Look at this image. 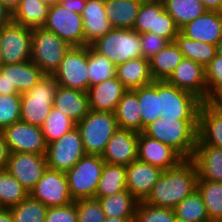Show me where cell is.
<instances>
[{"label": "cell", "mask_w": 222, "mask_h": 222, "mask_svg": "<svg viewBox=\"0 0 222 222\" xmlns=\"http://www.w3.org/2000/svg\"><path fill=\"white\" fill-rule=\"evenodd\" d=\"M198 120L158 118L142 131L146 136L171 146L184 159H191L197 141Z\"/></svg>", "instance_id": "7a4b0ae2"}, {"label": "cell", "mask_w": 222, "mask_h": 222, "mask_svg": "<svg viewBox=\"0 0 222 222\" xmlns=\"http://www.w3.org/2000/svg\"><path fill=\"white\" fill-rule=\"evenodd\" d=\"M197 168L198 180L222 182V150L209 144H196L191 158Z\"/></svg>", "instance_id": "484cf974"}, {"label": "cell", "mask_w": 222, "mask_h": 222, "mask_svg": "<svg viewBox=\"0 0 222 222\" xmlns=\"http://www.w3.org/2000/svg\"><path fill=\"white\" fill-rule=\"evenodd\" d=\"M86 2L87 0H63L60 4L63 7L81 15L86 5Z\"/></svg>", "instance_id": "f5cc1de1"}, {"label": "cell", "mask_w": 222, "mask_h": 222, "mask_svg": "<svg viewBox=\"0 0 222 222\" xmlns=\"http://www.w3.org/2000/svg\"><path fill=\"white\" fill-rule=\"evenodd\" d=\"M175 217L187 222H210L198 190L193 191L174 208Z\"/></svg>", "instance_id": "ab89813d"}, {"label": "cell", "mask_w": 222, "mask_h": 222, "mask_svg": "<svg viewBox=\"0 0 222 222\" xmlns=\"http://www.w3.org/2000/svg\"><path fill=\"white\" fill-rule=\"evenodd\" d=\"M55 33L70 46H85L83 19L61 4L51 5L43 26Z\"/></svg>", "instance_id": "7c38bea8"}, {"label": "cell", "mask_w": 222, "mask_h": 222, "mask_svg": "<svg viewBox=\"0 0 222 222\" xmlns=\"http://www.w3.org/2000/svg\"><path fill=\"white\" fill-rule=\"evenodd\" d=\"M127 90L116 76L90 86L87 91L90 109L115 112L119 101Z\"/></svg>", "instance_id": "7402d4cb"}, {"label": "cell", "mask_w": 222, "mask_h": 222, "mask_svg": "<svg viewBox=\"0 0 222 222\" xmlns=\"http://www.w3.org/2000/svg\"><path fill=\"white\" fill-rule=\"evenodd\" d=\"M163 172L158 167L136 159L126 166L127 190L138 201H144Z\"/></svg>", "instance_id": "ffe728a7"}, {"label": "cell", "mask_w": 222, "mask_h": 222, "mask_svg": "<svg viewBox=\"0 0 222 222\" xmlns=\"http://www.w3.org/2000/svg\"><path fill=\"white\" fill-rule=\"evenodd\" d=\"M116 77L128 90L149 85L154 81L150 73L149 60L143 57L117 65Z\"/></svg>", "instance_id": "4316f807"}, {"label": "cell", "mask_w": 222, "mask_h": 222, "mask_svg": "<svg viewBox=\"0 0 222 222\" xmlns=\"http://www.w3.org/2000/svg\"><path fill=\"white\" fill-rule=\"evenodd\" d=\"M12 21V12L0 2V29Z\"/></svg>", "instance_id": "db71d44e"}, {"label": "cell", "mask_w": 222, "mask_h": 222, "mask_svg": "<svg viewBox=\"0 0 222 222\" xmlns=\"http://www.w3.org/2000/svg\"><path fill=\"white\" fill-rule=\"evenodd\" d=\"M70 45L44 27L32 29L31 61L45 75H53Z\"/></svg>", "instance_id": "8992f818"}, {"label": "cell", "mask_w": 222, "mask_h": 222, "mask_svg": "<svg viewBox=\"0 0 222 222\" xmlns=\"http://www.w3.org/2000/svg\"><path fill=\"white\" fill-rule=\"evenodd\" d=\"M202 103L196 95L160 81L161 119L198 120Z\"/></svg>", "instance_id": "9c48e42d"}, {"label": "cell", "mask_w": 222, "mask_h": 222, "mask_svg": "<svg viewBox=\"0 0 222 222\" xmlns=\"http://www.w3.org/2000/svg\"><path fill=\"white\" fill-rule=\"evenodd\" d=\"M0 33L2 64H19L31 59L32 28L11 21Z\"/></svg>", "instance_id": "4fadbf2b"}, {"label": "cell", "mask_w": 222, "mask_h": 222, "mask_svg": "<svg viewBox=\"0 0 222 222\" xmlns=\"http://www.w3.org/2000/svg\"><path fill=\"white\" fill-rule=\"evenodd\" d=\"M175 43L179 46L184 58L193 60L204 68L215 58L216 45L189 39L180 32L175 38Z\"/></svg>", "instance_id": "d590c367"}, {"label": "cell", "mask_w": 222, "mask_h": 222, "mask_svg": "<svg viewBox=\"0 0 222 222\" xmlns=\"http://www.w3.org/2000/svg\"><path fill=\"white\" fill-rule=\"evenodd\" d=\"M87 67L88 45L71 46L53 76L59 86L87 92L89 89Z\"/></svg>", "instance_id": "30bf717a"}, {"label": "cell", "mask_w": 222, "mask_h": 222, "mask_svg": "<svg viewBox=\"0 0 222 222\" xmlns=\"http://www.w3.org/2000/svg\"><path fill=\"white\" fill-rule=\"evenodd\" d=\"M9 156L10 151L8 145L5 141V137L2 130H0V169H6Z\"/></svg>", "instance_id": "f907efd6"}, {"label": "cell", "mask_w": 222, "mask_h": 222, "mask_svg": "<svg viewBox=\"0 0 222 222\" xmlns=\"http://www.w3.org/2000/svg\"><path fill=\"white\" fill-rule=\"evenodd\" d=\"M216 54L222 56V38L219 40V42L216 45Z\"/></svg>", "instance_id": "94428289"}, {"label": "cell", "mask_w": 222, "mask_h": 222, "mask_svg": "<svg viewBox=\"0 0 222 222\" xmlns=\"http://www.w3.org/2000/svg\"><path fill=\"white\" fill-rule=\"evenodd\" d=\"M183 58L184 56L175 41L169 42L149 59L152 79L154 81L167 80Z\"/></svg>", "instance_id": "f546056e"}, {"label": "cell", "mask_w": 222, "mask_h": 222, "mask_svg": "<svg viewBox=\"0 0 222 222\" xmlns=\"http://www.w3.org/2000/svg\"><path fill=\"white\" fill-rule=\"evenodd\" d=\"M21 95L0 94V130L20 121Z\"/></svg>", "instance_id": "f6af8a7d"}, {"label": "cell", "mask_w": 222, "mask_h": 222, "mask_svg": "<svg viewBox=\"0 0 222 222\" xmlns=\"http://www.w3.org/2000/svg\"><path fill=\"white\" fill-rule=\"evenodd\" d=\"M197 168L192 159H184L177 166L163 172L144 202L174 209L196 190Z\"/></svg>", "instance_id": "6da1fadb"}, {"label": "cell", "mask_w": 222, "mask_h": 222, "mask_svg": "<svg viewBox=\"0 0 222 222\" xmlns=\"http://www.w3.org/2000/svg\"><path fill=\"white\" fill-rule=\"evenodd\" d=\"M207 102L222 89V56L215 58L205 67Z\"/></svg>", "instance_id": "7dc6e473"}, {"label": "cell", "mask_w": 222, "mask_h": 222, "mask_svg": "<svg viewBox=\"0 0 222 222\" xmlns=\"http://www.w3.org/2000/svg\"><path fill=\"white\" fill-rule=\"evenodd\" d=\"M81 16L85 46L91 45L113 29L105 13L104 0H87Z\"/></svg>", "instance_id": "cb8c5ba5"}, {"label": "cell", "mask_w": 222, "mask_h": 222, "mask_svg": "<svg viewBox=\"0 0 222 222\" xmlns=\"http://www.w3.org/2000/svg\"><path fill=\"white\" fill-rule=\"evenodd\" d=\"M166 81L207 102L205 68L197 62L183 58Z\"/></svg>", "instance_id": "ac0fdd59"}, {"label": "cell", "mask_w": 222, "mask_h": 222, "mask_svg": "<svg viewBox=\"0 0 222 222\" xmlns=\"http://www.w3.org/2000/svg\"><path fill=\"white\" fill-rule=\"evenodd\" d=\"M135 218H109L105 217L103 222H134Z\"/></svg>", "instance_id": "91938a15"}, {"label": "cell", "mask_w": 222, "mask_h": 222, "mask_svg": "<svg viewBox=\"0 0 222 222\" xmlns=\"http://www.w3.org/2000/svg\"><path fill=\"white\" fill-rule=\"evenodd\" d=\"M14 222H44L48 207L30 194L19 204L9 207Z\"/></svg>", "instance_id": "7bdbcfd3"}, {"label": "cell", "mask_w": 222, "mask_h": 222, "mask_svg": "<svg viewBox=\"0 0 222 222\" xmlns=\"http://www.w3.org/2000/svg\"><path fill=\"white\" fill-rule=\"evenodd\" d=\"M2 65V57H1V33H0V66Z\"/></svg>", "instance_id": "be15d7a7"}, {"label": "cell", "mask_w": 222, "mask_h": 222, "mask_svg": "<svg viewBox=\"0 0 222 222\" xmlns=\"http://www.w3.org/2000/svg\"><path fill=\"white\" fill-rule=\"evenodd\" d=\"M137 159L163 171L177 166L184 160L171 146L146 136L143 132L138 134Z\"/></svg>", "instance_id": "e0dca14e"}, {"label": "cell", "mask_w": 222, "mask_h": 222, "mask_svg": "<svg viewBox=\"0 0 222 222\" xmlns=\"http://www.w3.org/2000/svg\"><path fill=\"white\" fill-rule=\"evenodd\" d=\"M126 187V166L105 162L95 197H105L119 193Z\"/></svg>", "instance_id": "e575fe53"}, {"label": "cell", "mask_w": 222, "mask_h": 222, "mask_svg": "<svg viewBox=\"0 0 222 222\" xmlns=\"http://www.w3.org/2000/svg\"><path fill=\"white\" fill-rule=\"evenodd\" d=\"M174 209L152 206L139 201L136 207L134 222H174Z\"/></svg>", "instance_id": "ee69618b"}, {"label": "cell", "mask_w": 222, "mask_h": 222, "mask_svg": "<svg viewBox=\"0 0 222 222\" xmlns=\"http://www.w3.org/2000/svg\"><path fill=\"white\" fill-rule=\"evenodd\" d=\"M47 168L45 155L26 152L10 153L6 167L29 192L36 186Z\"/></svg>", "instance_id": "2e32d148"}, {"label": "cell", "mask_w": 222, "mask_h": 222, "mask_svg": "<svg viewBox=\"0 0 222 222\" xmlns=\"http://www.w3.org/2000/svg\"><path fill=\"white\" fill-rule=\"evenodd\" d=\"M210 222H222V219H216V220H212Z\"/></svg>", "instance_id": "03108f58"}, {"label": "cell", "mask_w": 222, "mask_h": 222, "mask_svg": "<svg viewBox=\"0 0 222 222\" xmlns=\"http://www.w3.org/2000/svg\"><path fill=\"white\" fill-rule=\"evenodd\" d=\"M133 30L139 34L154 33L174 42L180 28L165 10L162 0H143Z\"/></svg>", "instance_id": "ba28073f"}, {"label": "cell", "mask_w": 222, "mask_h": 222, "mask_svg": "<svg viewBox=\"0 0 222 222\" xmlns=\"http://www.w3.org/2000/svg\"><path fill=\"white\" fill-rule=\"evenodd\" d=\"M53 108L60 110L75 123L81 121L90 111L87 92L57 85Z\"/></svg>", "instance_id": "d4e9b609"}, {"label": "cell", "mask_w": 222, "mask_h": 222, "mask_svg": "<svg viewBox=\"0 0 222 222\" xmlns=\"http://www.w3.org/2000/svg\"><path fill=\"white\" fill-rule=\"evenodd\" d=\"M57 83L53 75H44L30 90L21 94L20 120L42 127L53 108Z\"/></svg>", "instance_id": "3957f363"}, {"label": "cell", "mask_w": 222, "mask_h": 222, "mask_svg": "<svg viewBox=\"0 0 222 222\" xmlns=\"http://www.w3.org/2000/svg\"><path fill=\"white\" fill-rule=\"evenodd\" d=\"M0 72H7L11 87H15L20 94L30 90L45 75L31 60L19 64H2Z\"/></svg>", "instance_id": "83f0119b"}, {"label": "cell", "mask_w": 222, "mask_h": 222, "mask_svg": "<svg viewBox=\"0 0 222 222\" xmlns=\"http://www.w3.org/2000/svg\"><path fill=\"white\" fill-rule=\"evenodd\" d=\"M29 194L48 208L65 206L74 202L69 191L66 173L51 168L45 170Z\"/></svg>", "instance_id": "5bb4252c"}, {"label": "cell", "mask_w": 222, "mask_h": 222, "mask_svg": "<svg viewBox=\"0 0 222 222\" xmlns=\"http://www.w3.org/2000/svg\"><path fill=\"white\" fill-rule=\"evenodd\" d=\"M10 153L26 152L46 155V142L42 129L23 121H18L2 130Z\"/></svg>", "instance_id": "9a60e30c"}, {"label": "cell", "mask_w": 222, "mask_h": 222, "mask_svg": "<svg viewBox=\"0 0 222 222\" xmlns=\"http://www.w3.org/2000/svg\"><path fill=\"white\" fill-rule=\"evenodd\" d=\"M44 222H78L75 203L48 208Z\"/></svg>", "instance_id": "681fc988"}, {"label": "cell", "mask_w": 222, "mask_h": 222, "mask_svg": "<svg viewBox=\"0 0 222 222\" xmlns=\"http://www.w3.org/2000/svg\"><path fill=\"white\" fill-rule=\"evenodd\" d=\"M86 154L102 155L107 143L118 129L114 112H102L90 109L78 123Z\"/></svg>", "instance_id": "277c9868"}, {"label": "cell", "mask_w": 222, "mask_h": 222, "mask_svg": "<svg viewBox=\"0 0 222 222\" xmlns=\"http://www.w3.org/2000/svg\"><path fill=\"white\" fill-rule=\"evenodd\" d=\"M91 46L115 66L142 57L140 34L133 29L113 28Z\"/></svg>", "instance_id": "5b68a950"}, {"label": "cell", "mask_w": 222, "mask_h": 222, "mask_svg": "<svg viewBox=\"0 0 222 222\" xmlns=\"http://www.w3.org/2000/svg\"><path fill=\"white\" fill-rule=\"evenodd\" d=\"M0 94L21 95L15 87H11L7 72H0Z\"/></svg>", "instance_id": "816d5d0a"}, {"label": "cell", "mask_w": 222, "mask_h": 222, "mask_svg": "<svg viewBox=\"0 0 222 222\" xmlns=\"http://www.w3.org/2000/svg\"><path fill=\"white\" fill-rule=\"evenodd\" d=\"M104 165L101 155L86 154L65 172L74 201L95 198Z\"/></svg>", "instance_id": "52a82bcc"}, {"label": "cell", "mask_w": 222, "mask_h": 222, "mask_svg": "<svg viewBox=\"0 0 222 222\" xmlns=\"http://www.w3.org/2000/svg\"><path fill=\"white\" fill-rule=\"evenodd\" d=\"M75 127L76 123L71 118L67 117L60 110L52 108L41 127L46 145L60 139Z\"/></svg>", "instance_id": "b9f144b4"}, {"label": "cell", "mask_w": 222, "mask_h": 222, "mask_svg": "<svg viewBox=\"0 0 222 222\" xmlns=\"http://www.w3.org/2000/svg\"><path fill=\"white\" fill-rule=\"evenodd\" d=\"M78 222H103L105 214L96 198L79 199L74 201Z\"/></svg>", "instance_id": "bcb514c9"}, {"label": "cell", "mask_w": 222, "mask_h": 222, "mask_svg": "<svg viewBox=\"0 0 222 222\" xmlns=\"http://www.w3.org/2000/svg\"><path fill=\"white\" fill-rule=\"evenodd\" d=\"M84 155L86 152L81 134L75 127L60 139L48 144L45 156L48 168L66 172Z\"/></svg>", "instance_id": "8fae6325"}, {"label": "cell", "mask_w": 222, "mask_h": 222, "mask_svg": "<svg viewBox=\"0 0 222 222\" xmlns=\"http://www.w3.org/2000/svg\"><path fill=\"white\" fill-rule=\"evenodd\" d=\"M209 103L218 111L222 112V89L218 91L210 100Z\"/></svg>", "instance_id": "9f6ffc18"}, {"label": "cell", "mask_w": 222, "mask_h": 222, "mask_svg": "<svg viewBox=\"0 0 222 222\" xmlns=\"http://www.w3.org/2000/svg\"><path fill=\"white\" fill-rule=\"evenodd\" d=\"M114 113L118 128L142 132L140 106L134 90L124 93Z\"/></svg>", "instance_id": "836d02e7"}, {"label": "cell", "mask_w": 222, "mask_h": 222, "mask_svg": "<svg viewBox=\"0 0 222 222\" xmlns=\"http://www.w3.org/2000/svg\"><path fill=\"white\" fill-rule=\"evenodd\" d=\"M139 132L118 128L109 139L102 159L109 164L128 166L137 159Z\"/></svg>", "instance_id": "d6986e66"}, {"label": "cell", "mask_w": 222, "mask_h": 222, "mask_svg": "<svg viewBox=\"0 0 222 222\" xmlns=\"http://www.w3.org/2000/svg\"><path fill=\"white\" fill-rule=\"evenodd\" d=\"M143 0H104L112 28L133 29Z\"/></svg>", "instance_id": "f1b7e54d"}, {"label": "cell", "mask_w": 222, "mask_h": 222, "mask_svg": "<svg viewBox=\"0 0 222 222\" xmlns=\"http://www.w3.org/2000/svg\"><path fill=\"white\" fill-rule=\"evenodd\" d=\"M50 6L41 0H21L12 13V21L32 29L43 27Z\"/></svg>", "instance_id": "d6a6232c"}, {"label": "cell", "mask_w": 222, "mask_h": 222, "mask_svg": "<svg viewBox=\"0 0 222 222\" xmlns=\"http://www.w3.org/2000/svg\"><path fill=\"white\" fill-rule=\"evenodd\" d=\"M209 11L222 12V0H200Z\"/></svg>", "instance_id": "11a10c76"}, {"label": "cell", "mask_w": 222, "mask_h": 222, "mask_svg": "<svg viewBox=\"0 0 222 222\" xmlns=\"http://www.w3.org/2000/svg\"><path fill=\"white\" fill-rule=\"evenodd\" d=\"M29 191L7 169H0V208L19 204Z\"/></svg>", "instance_id": "f35d334b"}, {"label": "cell", "mask_w": 222, "mask_h": 222, "mask_svg": "<svg viewBox=\"0 0 222 222\" xmlns=\"http://www.w3.org/2000/svg\"><path fill=\"white\" fill-rule=\"evenodd\" d=\"M89 87L116 76V66L104 55L88 45Z\"/></svg>", "instance_id": "60d3db41"}, {"label": "cell", "mask_w": 222, "mask_h": 222, "mask_svg": "<svg viewBox=\"0 0 222 222\" xmlns=\"http://www.w3.org/2000/svg\"><path fill=\"white\" fill-rule=\"evenodd\" d=\"M168 43L169 41L166 38L160 37L154 33L140 34L142 57L149 60Z\"/></svg>", "instance_id": "c3c4849f"}, {"label": "cell", "mask_w": 222, "mask_h": 222, "mask_svg": "<svg viewBox=\"0 0 222 222\" xmlns=\"http://www.w3.org/2000/svg\"><path fill=\"white\" fill-rule=\"evenodd\" d=\"M95 198L98 199L105 217L135 218L139 201L127 189L109 196Z\"/></svg>", "instance_id": "1f68e13d"}, {"label": "cell", "mask_w": 222, "mask_h": 222, "mask_svg": "<svg viewBox=\"0 0 222 222\" xmlns=\"http://www.w3.org/2000/svg\"><path fill=\"white\" fill-rule=\"evenodd\" d=\"M41 1L49 5H55V4H60L63 0H41Z\"/></svg>", "instance_id": "6125c7cd"}, {"label": "cell", "mask_w": 222, "mask_h": 222, "mask_svg": "<svg viewBox=\"0 0 222 222\" xmlns=\"http://www.w3.org/2000/svg\"><path fill=\"white\" fill-rule=\"evenodd\" d=\"M196 144H209L222 150V112L209 102L201 104Z\"/></svg>", "instance_id": "603a6c76"}, {"label": "cell", "mask_w": 222, "mask_h": 222, "mask_svg": "<svg viewBox=\"0 0 222 222\" xmlns=\"http://www.w3.org/2000/svg\"><path fill=\"white\" fill-rule=\"evenodd\" d=\"M196 189L204 201L209 220L222 219V182L197 180Z\"/></svg>", "instance_id": "74e56055"}, {"label": "cell", "mask_w": 222, "mask_h": 222, "mask_svg": "<svg viewBox=\"0 0 222 222\" xmlns=\"http://www.w3.org/2000/svg\"><path fill=\"white\" fill-rule=\"evenodd\" d=\"M0 222H14L9 208H0Z\"/></svg>", "instance_id": "6f0895ef"}, {"label": "cell", "mask_w": 222, "mask_h": 222, "mask_svg": "<svg viewBox=\"0 0 222 222\" xmlns=\"http://www.w3.org/2000/svg\"><path fill=\"white\" fill-rule=\"evenodd\" d=\"M180 33L192 40L217 45L222 38V12L207 10L181 27Z\"/></svg>", "instance_id": "44dd1931"}, {"label": "cell", "mask_w": 222, "mask_h": 222, "mask_svg": "<svg viewBox=\"0 0 222 222\" xmlns=\"http://www.w3.org/2000/svg\"><path fill=\"white\" fill-rule=\"evenodd\" d=\"M174 222H187V221L180 220V219L176 218Z\"/></svg>", "instance_id": "e7e4bbea"}, {"label": "cell", "mask_w": 222, "mask_h": 222, "mask_svg": "<svg viewBox=\"0 0 222 222\" xmlns=\"http://www.w3.org/2000/svg\"><path fill=\"white\" fill-rule=\"evenodd\" d=\"M165 10L179 28L203 15L207 9L200 0H162Z\"/></svg>", "instance_id": "8d00e7d4"}, {"label": "cell", "mask_w": 222, "mask_h": 222, "mask_svg": "<svg viewBox=\"0 0 222 222\" xmlns=\"http://www.w3.org/2000/svg\"><path fill=\"white\" fill-rule=\"evenodd\" d=\"M133 90L136 92L140 106L143 131L148 124L160 118L162 114L160 104V81H153L149 85Z\"/></svg>", "instance_id": "4dcf8cb0"}, {"label": "cell", "mask_w": 222, "mask_h": 222, "mask_svg": "<svg viewBox=\"0 0 222 222\" xmlns=\"http://www.w3.org/2000/svg\"><path fill=\"white\" fill-rule=\"evenodd\" d=\"M21 0H0V2L8 8L12 13L18 7Z\"/></svg>", "instance_id": "680465c9"}]
</instances>
